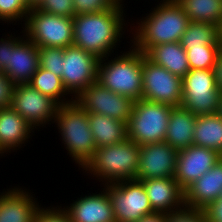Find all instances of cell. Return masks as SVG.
<instances>
[{
    "label": "cell",
    "mask_w": 222,
    "mask_h": 222,
    "mask_svg": "<svg viewBox=\"0 0 222 222\" xmlns=\"http://www.w3.org/2000/svg\"><path fill=\"white\" fill-rule=\"evenodd\" d=\"M122 1L111 10L75 15L73 45L92 53L99 59L111 56L109 54L113 53L116 43L121 42L123 30L125 31Z\"/></svg>",
    "instance_id": "1"
},
{
    "label": "cell",
    "mask_w": 222,
    "mask_h": 222,
    "mask_svg": "<svg viewBox=\"0 0 222 222\" xmlns=\"http://www.w3.org/2000/svg\"><path fill=\"white\" fill-rule=\"evenodd\" d=\"M148 16L135 28L134 48L146 54L153 46L180 42L189 19L176 0H161ZM143 20V21H142Z\"/></svg>",
    "instance_id": "2"
},
{
    "label": "cell",
    "mask_w": 222,
    "mask_h": 222,
    "mask_svg": "<svg viewBox=\"0 0 222 222\" xmlns=\"http://www.w3.org/2000/svg\"><path fill=\"white\" fill-rule=\"evenodd\" d=\"M139 157L140 146L127 138L121 143L96 148L82 169L105 182L104 185L135 180Z\"/></svg>",
    "instance_id": "3"
},
{
    "label": "cell",
    "mask_w": 222,
    "mask_h": 222,
    "mask_svg": "<svg viewBox=\"0 0 222 222\" xmlns=\"http://www.w3.org/2000/svg\"><path fill=\"white\" fill-rule=\"evenodd\" d=\"M57 124L62 136V143L66 146L73 161L83 168L94 156L96 145L89 126V113L75 100L59 105L53 123Z\"/></svg>",
    "instance_id": "4"
},
{
    "label": "cell",
    "mask_w": 222,
    "mask_h": 222,
    "mask_svg": "<svg viewBox=\"0 0 222 222\" xmlns=\"http://www.w3.org/2000/svg\"><path fill=\"white\" fill-rule=\"evenodd\" d=\"M131 48L108 62L109 56L100 59L97 82L114 93L136 101L142 99L143 52L133 46Z\"/></svg>",
    "instance_id": "5"
},
{
    "label": "cell",
    "mask_w": 222,
    "mask_h": 222,
    "mask_svg": "<svg viewBox=\"0 0 222 222\" xmlns=\"http://www.w3.org/2000/svg\"><path fill=\"white\" fill-rule=\"evenodd\" d=\"M172 106L136 100L127 123V136L139 146L164 142Z\"/></svg>",
    "instance_id": "6"
},
{
    "label": "cell",
    "mask_w": 222,
    "mask_h": 222,
    "mask_svg": "<svg viewBox=\"0 0 222 222\" xmlns=\"http://www.w3.org/2000/svg\"><path fill=\"white\" fill-rule=\"evenodd\" d=\"M0 39V70L14 84H28L39 69L38 47L27 37Z\"/></svg>",
    "instance_id": "7"
},
{
    "label": "cell",
    "mask_w": 222,
    "mask_h": 222,
    "mask_svg": "<svg viewBox=\"0 0 222 222\" xmlns=\"http://www.w3.org/2000/svg\"><path fill=\"white\" fill-rule=\"evenodd\" d=\"M23 29L24 35L37 47L66 48L73 45V18L31 8Z\"/></svg>",
    "instance_id": "8"
},
{
    "label": "cell",
    "mask_w": 222,
    "mask_h": 222,
    "mask_svg": "<svg viewBox=\"0 0 222 222\" xmlns=\"http://www.w3.org/2000/svg\"><path fill=\"white\" fill-rule=\"evenodd\" d=\"M220 95L213 69H190L182 78L180 106L196 116L217 113Z\"/></svg>",
    "instance_id": "9"
},
{
    "label": "cell",
    "mask_w": 222,
    "mask_h": 222,
    "mask_svg": "<svg viewBox=\"0 0 222 222\" xmlns=\"http://www.w3.org/2000/svg\"><path fill=\"white\" fill-rule=\"evenodd\" d=\"M112 202L116 222H136L153 213L144 185L139 180H125L104 186Z\"/></svg>",
    "instance_id": "10"
},
{
    "label": "cell",
    "mask_w": 222,
    "mask_h": 222,
    "mask_svg": "<svg viewBox=\"0 0 222 222\" xmlns=\"http://www.w3.org/2000/svg\"><path fill=\"white\" fill-rule=\"evenodd\" d=\"M142 99L172 107L182 102V78L151 61L143 53Z\"/></svg>",
    "instance_id": "11"
},
{
    "label": "cell",
    "mask_w": 222,
    "mask_h": 222,
    "mask_svg": "<svg viewBox=\"0 0 222 222\" xmlns=\"http://www.w3.org/2000/svg\"><path fill=\"white\" fill-rule=\"evenodd\" d=\"M61 79L69 94L76 98L97 81L100 59L75 45L63 48Z\"/></svg>",
    "instance_id": "12"
},
{
    "label": "cell",
    "mask_w": 222,
    "mask_h": 222,
    "mask_svg": "<svg viewBox=\"0 0 222 222\" xmlns=\"http://www.w3.org/2000/svg\"><path fill=\"white\" fill-rule=\"evenodd\" d=\"M74 100L87 113L105 115L126 124L135 103L132 98L114 93L97 81L85 88Z\"/></svg>",
    "instance_id": "13"
},
{
    "label": "cell",
    "mask_w": 222,
    "mask_h": 222,
    "mask_svg": "<svg viewBox=\"0 0 222 222\" xmlns=\"http://www.w3.org/2000/svg\"><path fill=\"white\" fill-rule=\"evenodd\" d=\"M10 106L37 129L55 119L59 104L29 84H18L14 85Z\"/></svg>",
    "instance_id": "14"
},
{
    "label": "cell",
    "mask_w": 222,
    "mask_h": 222,
    "mask_svg": "<svg viewBox=\"0 0 222 222\" xmlns=\"http://www.w3.org/2000/svg\"><path fill=\"white\" fill-rule=\"evenodd\" d=\"M178 152L167 142L141 145L136 180L174 177Z\"/></svg>",
    "instance_id": "15"
},
{
    "label": "cell",
    "mask_w": 222,
    "mask_h": 222,
    "mask_svg": "<svg viewBox=\"0 0 222 222\" xmlns=\"http://www.w3.org/2000/svg\"><path fill=\"white\" fill-rule=\"evenodd\" d=\"M221 157L222 155L212 149L196 145L180 150L177 155L174 179L185 191L203 174L212 169Z\"/></svg>",
    "instance_id": "16"
},
{
    "label": "cell",
    "mask_w": 222,
    "mask_h": 222,
    "mask_svg": "<svg viewBox=\"0 0 222 222\" xmlns=\"http://www.w3.org/2000/svg\"><path fill=\"white\" fill-rule=\"evenodd\" d=\"M222 192V157L184 191V205L206 210Z\"/></svg>",
    "instance_id": "17"
},
{
    "label": "cell",
    "mask_w": 222,
    "mask_h": 222,
    "mask_svg": "<svg viewBox=\"0 0 222 222\" xmlns=\"http://www.w3.org/2000/svg\"><path fill=\"white\" fill-rule=\"evenodd\" d=\"M102 189L101 194L85 195L63 208L71 222H116L109 194Z\"/></svg>",
    "instance_id": "18"
},
{
    "label": "cell",
    "mask_w": 222,
    "mask_h": 222,
    "mask_svg": "<svg viewBox=\"0 0 222 222\" xmlns=\"http://www.w3.org/2000/svg\"><path fill=\"white\" fill-rule=\"evenodd\" d=\"M154 212L170 213L184 206V191L174 177L139 180Z\"/></svg>",
    "instance_id": "19"
},
{
    "label": "cell",
    "mask_w": 222,
    "mask_h": 222,
    "mask_svg": "<svg viewBox=\"0 0 222 222\" xmlns=\"http://www.w3.org/2000/svg\"><path fill=\"white\" fill-rule=\"evenodd\" d=\"M35 200L29 191L21 188L0 193V222H34L42 208Z\"/></svg>",
    "instance_id": "20"
},
{
    "label": "cell",
    "mask_w": 222,
    "mask_h": 222,
    "mask_svg": "<svg viewBox=\"0 0 222 222\" xmlns=\"http://www.w3.org/2000/svg\"><path fill=\"white\" fill-rule=\"evenodd\" d=\"M34 128L11 106L0 108V153L17 150L34 132Z\"/></svg>",
    "instance_id": "21"
},
{
    "label": "cell",
    "mask_w": 222,
    "mask_h": 222,
    "mask_svg": "<svg viewBox=\"0 0 222 222\" xmlns=\"http://www.w3.org/2000/svg\"><path fill=\"white\" fill-rule=\"evenodd\" d=\"M196 117L186 108L172 107L164 142L178 151L192 146Z\"/></svg>",
    "instance_id": "22"
},
{
    "label": "cell",
    "mask_w": 222,
    "mask_h": 222,
    "mask_svg": "<svg viewBox=\"0 0 222 222\" xmlns=\"http://www.w3.org/2000/svg\"><path fill=\"white\" fill-rule=\"evenodd\" d=\"M146 56L155 64L181 78L190 70L186 50L180 42L155 45L146 53Z\"/></svg>",
    "instance_id": "23"
},
{
    "label": "cell",
    "mask_w": 222,
    "mask_h": 222,
    "mask_svg": "<svg viewBox=\"0 0 222 222\" xmlns=\"http://www.w3.org/2000/svg\"><path fill=\"white\" fill-rule=\"evenodd\" d=\"M89 126L96 148L121 143L128 138L127 124L105 115L89 113Z\"/></svg>",
    "instance_id": "24"
},
{
    "label": "cell",
    "mask_w": 222,
    "mask_h": 222,
    "mask_svg": "<svg viewBox=\"0 0 222 222\" xmlns=\"http://www.w3.org/2000/svg\"><path fill=\"white\" fill-rule=\"evenodd\" d=\"M193 145L212 149L222 155V117L218 113L196 117Z\"/></svg>",
    "instance_id": "25"
},
{
    "label": "cell",
    "mask_w": 222,
    "mask_h": 222,
    "mask_svg": "<svg viewBox=\"0 0 222 222\" xmlns=\"http://www.w3.org/2000/svg\"><path fill=\"white\" fill-rule=\"evenodd\" d=\"M180 43L185 50L190 47L222 44L221 28L208 22L189 21Z\"/></svg>",
    "instance_id": "26"
},
{
    "label": "cell",
    "mask_w": 222,
    "mask_h": 222,
    "mask_svg": "<svg viewBox=\"0 0 222 222\" xmlns=\"http://www.w3.org/2000/svg\"><path fill=\"white\" fill-rule=\"evenodd\" d=\"M189 21L208 22L222 29V0H176Z\"/></svg>",
    "instance_id": "27"
},
{
    "label": "cell",
    "mask_w": 222,
    "mask_h": 222,
    "mask_svg": "<svg viewBox=\"0 0 222 222\" xmlns=\"http://www.w3.org/2000/svg\"><path fill=\"white\" fill-rule=\"evenodd\" d=\"M28 84L32 88L37 89L43 95L51 97L59 105L70 103L74 100L73 96L69 100L64 98L66 97L65 95L69 93L64 87L61 77L41 67H39V69L34 73Z\"/></svg>",
    "instance_id": "28"
},
{
    "label": "cell",
    "mask_w": 222,
    "mask_h": 222,
    "mask_svg": "<svg viewBox=\"0 0 222 222\" xmlns=\"http://www.w3.org/2000/svg\"><path fill=\"white\" fill-rule=\"evenodd\" d=\"M186 53L190 69L212 70L216 59L222 53V44L190 47Z\"/></svg>",
    "instance_id": "29"
},
{
    "label": "cell",
    "mask_w": 222,
    "mask_h": 222,
    "mask_svg": "<svg viewBox=\"0 0 222 222\" xmlns=\"http://www.w3.org/2000/svg\"><path fill=\"white\" fill-rule=\"evenodd\" d=\"M40 67L61 77L63 48L38 47Z\"/></svg>",
    "instance_id": "30"
},
{
    "label": "cell",
    "mask_w": 222,
    "mask_h": 222,
    "mask_svg": "<svg viewBox=\"0 0 222 222\" xmlns=\"http://www.w3.org/2000/svg\"><path fill=\"white\" fill-rule=\"evenodd\" d=\"M29 7L26 0H0V20L5 22L26 21Z\"/></svg>",
    "instance_id": "31"
},
{
    "label": "cell",
    "mask_w": 222,
    "mask_h": 222,
    "mask_svg": "<svg viewBox=\"0 0 222 222\" xmlns=\"http://www.w3.org/2000/svg\"><path fill=\"white\" fill-rule=\"evenodd\" d=\"M35 9L57 16L69 18L75 16L73 0H41Z\"/></svg>",
    "instance_id": "32"
},
{
    "label": "cell",
    "mask_w": 222,
    "mask_h": 222,
    "mask_svg": "<svg viewBox=\"0 0 222 222\" xmlns=\"http://www.w3.org/2000/svg\"><path fill=\"white\" fill-rule=\"evenodd\" d=\"M121 0H73L75 15L99 13L113 9Z\"/></svg>",
    "instance_id": "33"
},
{
    "label": "cell",
    "mask_w": 222,
    "mask_h": 222,
    "mask_svg": "<svg viewBox=\"0 0 222 222\" xmlns=\"http://www.w3.org/2000/svg\"><path fill=\"white\" fill-rule=\"evenodd\" d=\"M167 222H208L202 209L183 206L179 210L167 213Z\"/></svg>",
    "instance_id": "34"
},
{
    "label": "cell",
    "mask_w": 222,
    "mask_h": 222,
    "mask_svg": "<svg viewBox=\"0 0 222 222\" xmlns=\"http://www.w3.org/2000/svg\"><path fill=\"white\" fill-rule=\"evenodd\" d=\"M61 206L52 208H41L34 222H71L69 215L63 210L60 209Z\"/></svg>",
    "instance_id": "35"
},
{
    "label": "cell",
    "mask_w": 222,
    "mask_h": 222,
    "mask_svg": "<svg viewBox=\"0 0 222 222\" xmlns=\"http://www.w3.org/2000/svg\"><path fill=\"white\" fill-rule=\"evenodd\" d=\"M14 84L9 78L0 72V108L10 107Z\"/></svg>",
    "instance_id": "36"
},
{
    "label": "cell",
    "mask_w": 222,
    "mask_h": 222,
    "mask_svg": "<svg viewBox=\"0 0 222 222\" xmlns=\"http://www.w3.org/2000/svg\"><path fill=\"white\" fill-rule=\"evenodd\" d=\"M204 211L208 222H222V201L214 202Z\"/></svg>",
    "instance_id": "37"
},
{
    "label": "cell",
    "mask_w": 222,
    "mask_h": 222,
    "mask_svg": "<svg viewBox=\"0 0 222 222\" xmlns=\"http://www.w3.org/2000/svg\"><path fill=\"white\" fill-rule=\"evenodd\" d=\"M136 222H167V213L153 212L142 216Z\"/></svg>",
    "instance_id": "38"
},
{
    "label": "cell",
    "mask_w": 222,
    "mask_h": 222,
    "mask_svg": "<svg viewBox=\"0 0 222 222\" xmlns=\"http://www.w3.org/2000/svg\"><path fill=\"white\" fill-rule=\"evenodd\" d=\"M213 71L217 83V88L220 90L222 94V53L216 59Z\"/></svg>",
    "instance_id": "39"
},
{
    "label": "cell",
    "mask_w": 222,
    "mask_h": 222,
    "mask_svg": "<svg viewBox=\"0 0 222 222\" xmlns=\"http://www.w3.org/2000/svg\"><path fill=\"white\" fill-rule=\"evenodd\" d=\"M41 0H26V5L29 7V9L31 8H35Z\"/></svg>",
    "instance_id": "40"
},
{
    "label": "cell",
    "mask_w": 222,
    "mask_h": 222,
    "mask_svg": "<svg viewBox=\"0 0 222 222\" xmlns=\"http://www.w3.org/2000/svg\"><path fill=\"white\" fill-rule=\"evenodd\" d=\"M217 113L222 117V94L220 95L219 109Z\"/></svg>",
    "instance_id": "41"
},
{
    "label": "cell",
    "mask_w": 222,
    "mask_h": 222,
    "mask_svg": "<svg viewBox=\"0 0 222 222\" xmlns=\"http://www.w3.org/2000/svg\"><path fill=\"white\" fill-rule=\"evenodd\" d=\"M217 201H222V192H221L220 198Z\"/></svg>",
    "instance_id": "42"
}]
</instances>
